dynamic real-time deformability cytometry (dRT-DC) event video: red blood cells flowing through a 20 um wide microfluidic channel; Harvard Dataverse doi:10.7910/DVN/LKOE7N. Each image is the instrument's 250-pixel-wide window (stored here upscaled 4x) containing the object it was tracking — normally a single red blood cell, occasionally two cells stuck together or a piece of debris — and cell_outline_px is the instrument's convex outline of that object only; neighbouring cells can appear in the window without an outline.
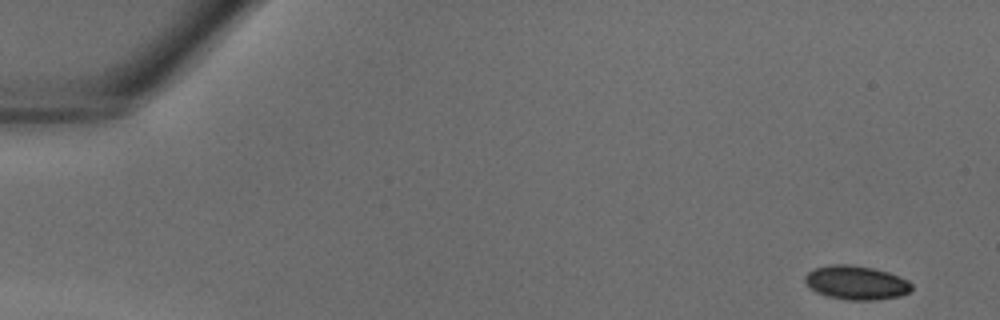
{"species": "common noctule bat (a hibernating species)", "species_latin": "Nyctalus noctula", "temperature_condition": "warm", "stored_images_in_passage": 38, "camera_frame_rate_fps": 3000, "um_per_image_px": 0.085, "animal": {"sex": "male", "body_mass_g": 18.8}, "frame": {"image": 1, "passage_image": 1, "time_ms": 0.0, "image_size_px": [1000, 320], "cell_outline_px": [[912, 288], [908, 292], [900, 296], [876, 300], [848, 300], [828, 296], [816, 292], [804, 280], [804, 276], [812, 268], [832, 264], [848, 264], [872, 268], [888, 272], [908, 280], [912, 284]], "centroid_in_image_um": [72.77, 24.02], "position_along_channel_um": 12.2, "area_um2": 21.04}}
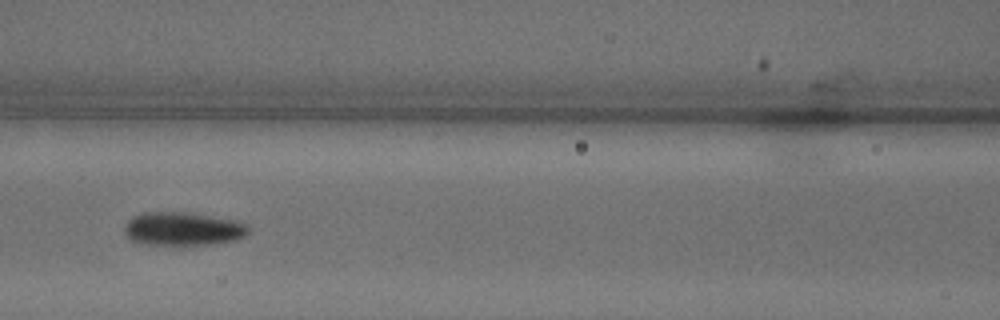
{"frame": {"image": 2, "passage_image": 17, "time_ms": 5.333, "image_size_px": [1000, 320], "cell_outline_px": [[248, 232], [244, 236], [236, 240], [212, 244], [140, 244], [128, 240], [124, 232], [124, 228], [128, 220], [132, 216], [144, 212], [184, 212], [212, 216], [236, 220], [248, 224]], "centroid_in_image_um": [15.51, 19.45], "position_along_channel_um": 151.1, "area_um2": 24.28}}
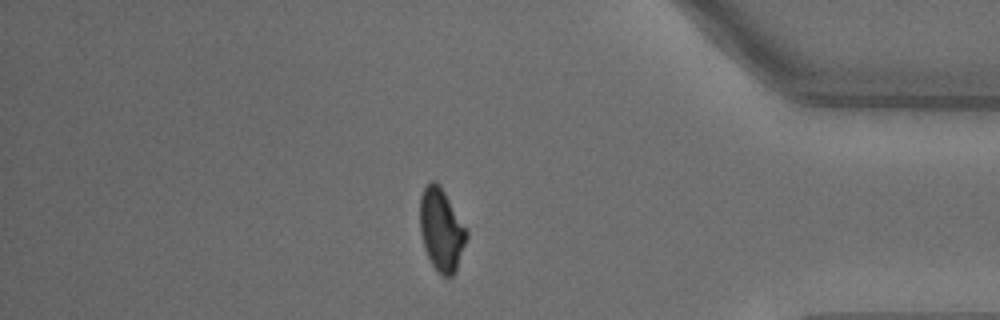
{"frame": {"image": 3, "passage_image": 33, "time_ms": 10.667, "image_size_px": [1000, 320], "cell_outline_px": [[468, 236], [456, 272], [452, 276], [444, 276], [432, 264], [424, 248], [420, 232], [420, 196], [424, 188], [432, 180], [436, 180], [440, 184], [468, 228]], "centroid_in_image_um": [37.54, 19.49], "position_along_channel_um": 397.7, "area_um2": 22.72}}